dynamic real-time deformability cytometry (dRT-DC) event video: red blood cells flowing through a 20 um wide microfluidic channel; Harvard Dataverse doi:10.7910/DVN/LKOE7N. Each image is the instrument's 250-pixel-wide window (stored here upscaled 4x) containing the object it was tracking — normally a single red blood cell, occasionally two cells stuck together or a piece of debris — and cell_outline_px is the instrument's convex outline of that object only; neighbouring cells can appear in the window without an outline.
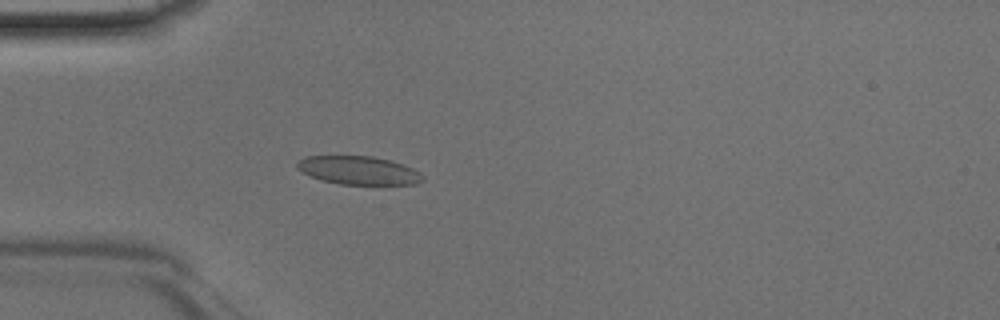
{"species": "Egyptian fruit bat (a non-hibernating species)", "species_latin": "Rousettus aegyptiacus", "temperature_condition": "room temperature", "stored_images_in_passage": 38, "camera_frame_rate_fps": 3000, "um_per_image_px": 0.085, "animal": {"sex": "male"}, "frame": {"image": 1, "passage_image": 5, "time_ms": 1.333, "image_size_px": [1000, 320], "cell_outline_px": [[424, 180], [416, 184], [340, 184], [320, 180], [296, 168], [296, 164], [304, 156], [372, 156], [388, 160], [412, 168], [420, 172], [424, 176]], "centroid_in_image_um": [30.48, 14.48], "position_along_channel_um": 54.5, "area_um2": 20.58}}
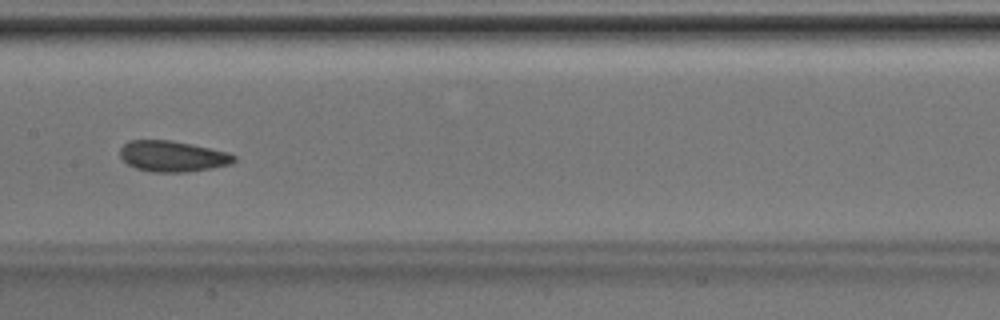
{"frame": {"image": 2, "passage_image": 15, "time_ms": 4.667, "image_size_px": [1000, 320], "cell_outline_px": [[236, 160], [232, 164], [212, 168], [188, 172], [152, 172], [136, 168], [128, 164], [120, 156], [120, 148], [128, 140], [172, 140], [192, 144], [228, 152], [236, 156]], "centroid_in_image_um": [14.69, 13.28], "position_along_channel_um": 192.7, "area_um2": 20.63}}
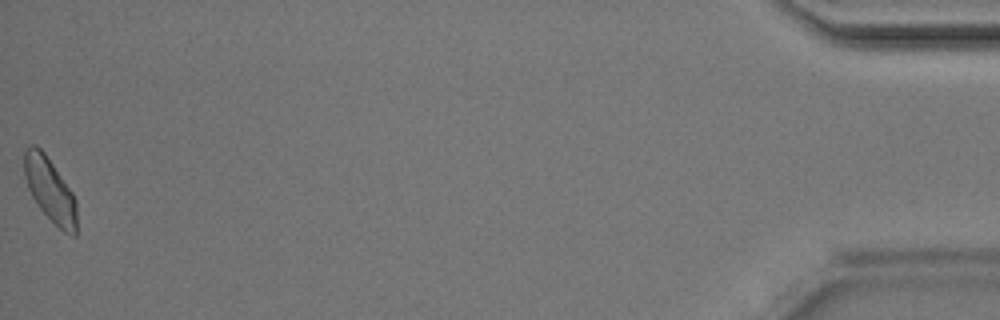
{"frame": {"image": 3, "passage_image": 38, "time_ms": 12.333, "image_size_px": [1000, 320], "cell_outline_px": [[76, 236], [72, 236], [64, 232], [40, 208], [32, 196], [28, 188], [24, 176], [24, 152], [32, 144], [36, 144], [44, 152], [72, 192], [76, 200]], "centroid_in_image_um": [4.25, 16.13], "position_along_channel_um": 431.0, "area_um2": 19.25}}